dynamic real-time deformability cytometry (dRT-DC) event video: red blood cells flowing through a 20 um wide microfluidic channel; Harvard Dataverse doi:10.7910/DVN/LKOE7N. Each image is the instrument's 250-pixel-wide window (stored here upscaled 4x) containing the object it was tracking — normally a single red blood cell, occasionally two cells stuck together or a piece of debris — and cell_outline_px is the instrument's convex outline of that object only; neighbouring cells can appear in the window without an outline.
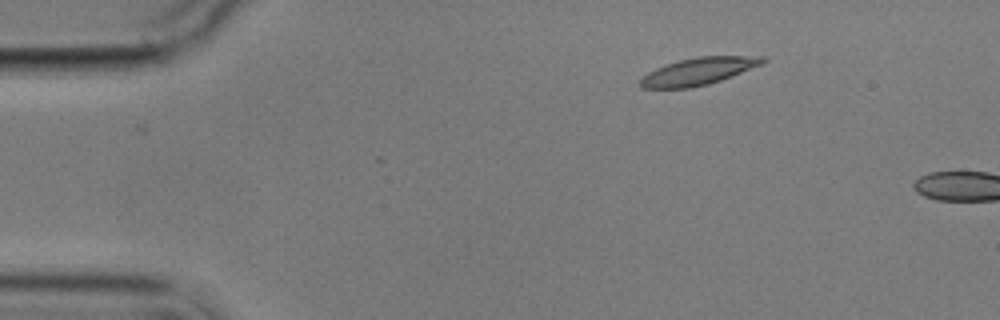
{"species": "common noctule bat (a hibernating species)", "species_latin": "Nyctalus noctula", "temperature_condition": "cold", "stored_images_in_passage": 2, "camera_frame_rate_fps": 3000, "um_per_image_px": 0.085, "animal": {"sex": "male", "body_mass_g": 17.9}, "frame": {"image": 1, "passage_image": 2, "time_ms": 2.0, "image_size_px": [1000, 320], "cell_outline_px": [[768, 60], [764, 64], [720, 80], [708, 84], [688, 88], [640, 88], [640, 80], [648, 72], [656, 68], [680, 60], [696, 56], [768, 56]], "centroid_in_image_um": [59.43, 6.05], "position_along_channel_um": 25.6, "area_um2": 19.36}}